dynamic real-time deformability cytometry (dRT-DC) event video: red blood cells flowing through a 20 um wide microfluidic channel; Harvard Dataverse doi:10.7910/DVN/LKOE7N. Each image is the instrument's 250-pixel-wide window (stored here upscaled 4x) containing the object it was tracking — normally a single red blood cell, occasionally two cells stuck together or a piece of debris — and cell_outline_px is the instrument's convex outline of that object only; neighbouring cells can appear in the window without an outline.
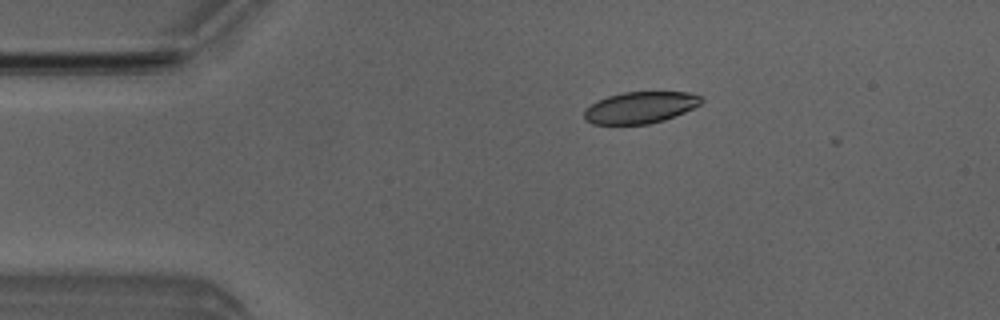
{"species": "Egyptian fruit bat (a non-hibernating species)", "species_latin": "Rousettus aegyptiacus", "temperature_condition": "room temperature", "stored_images_in_passage": 4, "camera_frame_rate_fps": 3000, "um_per_image_px": 0.085, "animal": {"sex": "male"}, "frame": {"image": 1, "passage_image": 3, "time_ms": 2.333, "image_size_px": [1000, 320], "cell_outline_px": [[704, 100], [700, 104], [684, 112], [664, 120], [648, 124], [592, 124], [584, 120], [584, 108], [596, 100], [608, 96], [624, 92], [692, 92], [700, 96]], "centroid_in_image_um": [54.39, 9.13], "position_along_channel_um": 30.6, "area_um2": 21.68}}